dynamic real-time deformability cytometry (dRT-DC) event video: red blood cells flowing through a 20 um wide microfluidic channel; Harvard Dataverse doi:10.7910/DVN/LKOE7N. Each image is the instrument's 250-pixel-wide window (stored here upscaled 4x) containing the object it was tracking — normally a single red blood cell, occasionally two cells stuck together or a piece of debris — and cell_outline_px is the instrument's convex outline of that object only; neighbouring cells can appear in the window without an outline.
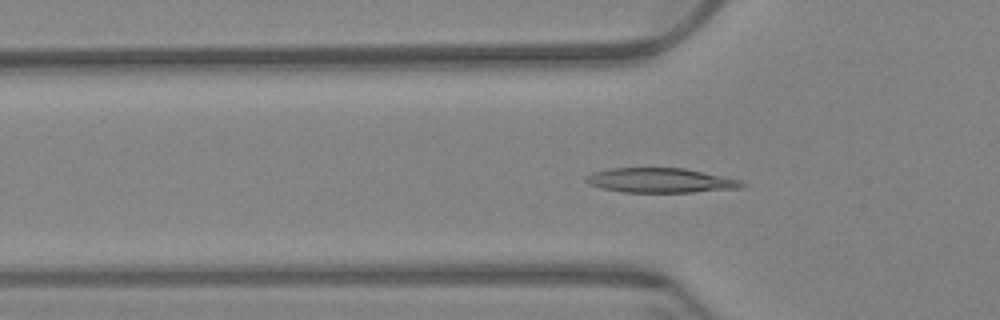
{"species": "Egyptian fruit bat (a non-hibernating species)", "species_latin": "Rousettus aegyptiacus", "temperature_condition": "warm", "stored_images_in_passage": 53, "camera_frame_rate_fps": 3000, "um_per_image_px": 0.085, "animal": {"sex": "female"}, "frame": {"image": 1, "passage_image": 13, "time_ms": 4.0, "image_size_px": [1000, 320], "cell_outline_px": [[748, 184], [744, 188], [692, 192], [624, 192], [600, 188], [588, 184], [584, 180], [592, 172], [612, 168], [684, 168], [740, 180]], "centroid_in_image_um": [56.15, 15.34], "position_along_channel_um": 69.6, "area_um2": 22.37}}
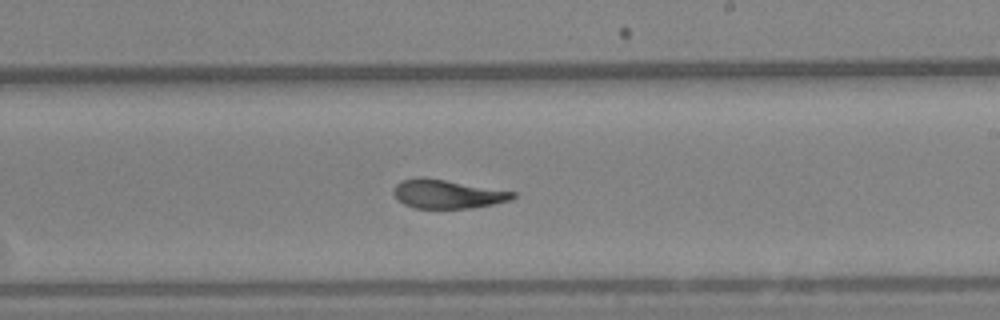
{"frame": {"image": 2, "passage_image": 29, "time_ms": 9.333, "image_size_px": [1000, 320], "cell_outline_px": [[516, 196], [508, 200], [492, 204], [472, 208], [416, 208], [404, 204], [396, 200], [392, 192], [392, 188], [400, 180], [424, 176], [516, 192]], "centroid_in_image_um": [37.95, 16.48], "position_along_channel_um": 251.0, "area_um2": 20.11}}
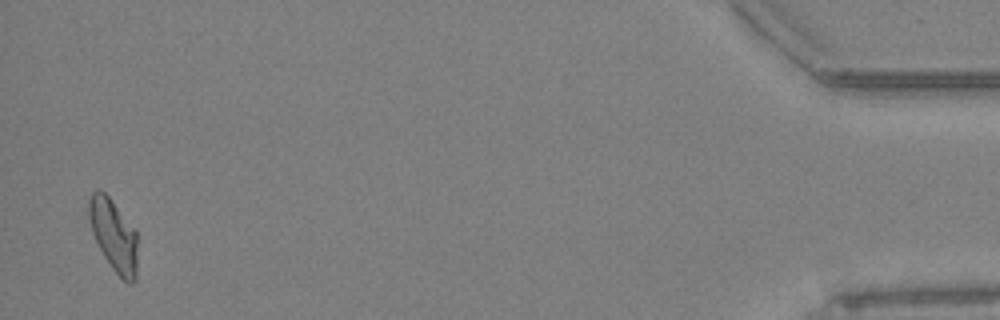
{"frame": {"image": 3, "passage_image": 52, "time_ms": 17.0, "image_size_px": [1000, 320], "cell_outline_px": [[136, 280], [132, 284], [128, 284], [112, 268], [104, 256], [92, 232], [88, 216], [88, 200], [92, 192], [96, 188], [100, 188], [112, 200], [136, 228]], "centroid_in_image_um": [9.66, 19.95], "position_along_channel_um": 425.5, "area_um2": 20.52}, "authors_computed_cell_mechanics": {"area_um2": 20.8658, "velocity_mm_per_s": 3.4101, "shape_relaxation_time_tau1_ms": 7.1551, "shape_relaxation_time_tau2_ms": 2.7637, "deformation_change_tau1": 0.2122, "deformation_change_tau2": 0.0842}}